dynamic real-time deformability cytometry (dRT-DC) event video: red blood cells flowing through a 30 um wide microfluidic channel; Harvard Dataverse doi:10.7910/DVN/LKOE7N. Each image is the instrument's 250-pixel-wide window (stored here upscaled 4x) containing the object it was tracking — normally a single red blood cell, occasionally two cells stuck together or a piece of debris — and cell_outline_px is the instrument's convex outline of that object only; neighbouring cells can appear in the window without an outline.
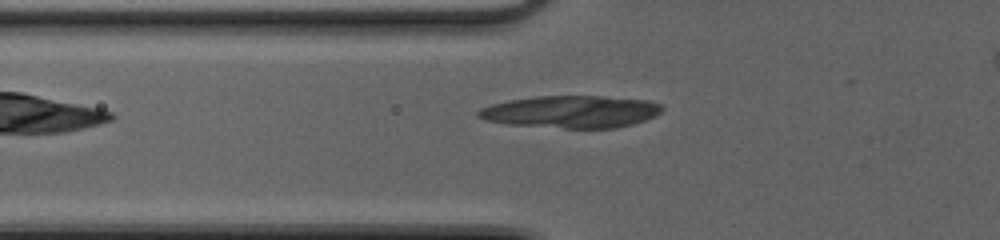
{"species": "common noctule bat (a hibernating species)", "species_latin": "Nyctalus noctula", "temperature_condition": "cold", "stored_images_in_passage": 13, "camera_frame_rate_fps": 3000, "um_per_image_px": 0.085, "animal": {"sex": "female", "body_mass_g": 20.0, "forearm_length_mm": 54.0}, "frame": {"image": 1, "passage_image": 6, "time_ms": 1.667, "image_size_px": [1000, 240], "cell_outline_px": [[664, 108], [656, 116], [632, 124], [616, 128], [564, 128], [508, 124], [488, 120], [476, 116], [476, 112], [480, 108], [492, 104], [508, 100], [536, 96], [600, 96], [644, 100], [660, 104]], "centroid_in_image_um": [48.53, 9.5], "position_along_channel_um": 77.3, "area_um2": 34.39}}
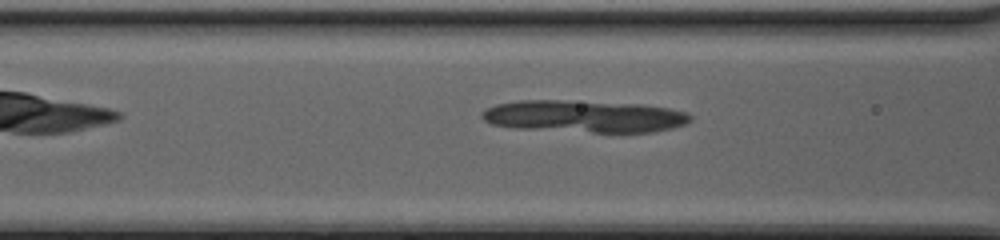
{"frame": {"image": 2, "passage_image": 9, "time_ms": 2.667, "image_size_px": [1000, 240], "cell_outline_px": [[692, 120], [684, 124], [672, 128], [656, 132], [592, 132], [516, 128], [492, 124], [484, 120], [480, 116], [488, 108], [496, 104], [520, 100], [560, 100], [640, 104], [668, 108], [688, 112], [692, 116]], "centroid_in_image_um": [49.7, 9.89], "position_along_channel_um": 116.9, "area_um2": 38.96}}